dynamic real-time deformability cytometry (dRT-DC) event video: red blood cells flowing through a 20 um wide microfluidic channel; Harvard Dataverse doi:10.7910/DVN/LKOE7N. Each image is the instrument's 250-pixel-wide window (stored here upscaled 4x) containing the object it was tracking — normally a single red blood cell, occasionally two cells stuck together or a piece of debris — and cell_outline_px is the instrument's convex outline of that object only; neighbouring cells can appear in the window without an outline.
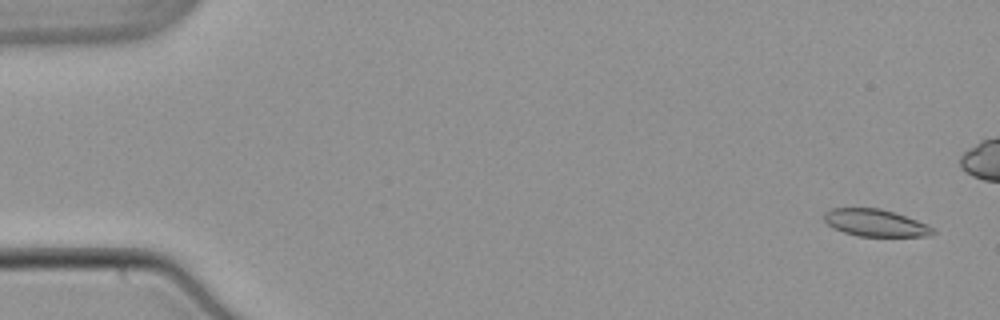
{"species": "common noctule bat (a hibernating species)", "species_latin": "Nyctalus noctula", "temperature_condition": "warm", "stored_images_in_passage": 55, "camera_frame_rate_fps": 3000, "um_per_image_px": 0.085, "animal": {"sex": "male", "body_mass_g": 21.5, "forearm_length_mm": 52.0}, "frame": {"image": 1, "passage_image": 3, "time_ms": 0.667, "image_size_px": [1000, 320], "cell_outline_px": [[936, 232], [928, 236], [856, 236], [844, 232], [828, 224], [824, 220], [824, 212], [832, 208], [880, 208], [916, 220], [932, 228]], "centroid_in_image_um": [74.37, 18.94], "position_along_channel_um": 10.6, "area_um2": 16.88}}
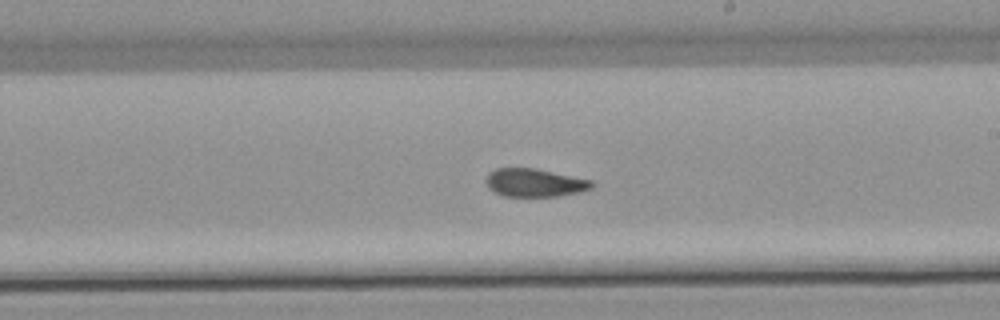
{"frame": {"image": 2, "passage_image": 32, "time_ms": 10.333, "image_size_px": [1000, 320], "cell_outline_px": [[596, 184], [592, 188], [576, 192], [556, 196], [504, 196], [488, 188], [484, 180], [488, 172], [496, 168], [536, 168], [592, 180]], "centroid_in_image_um": [45.41, 15.51], "position_along_channel_um": 243.6, "area_um2": 17.4}}
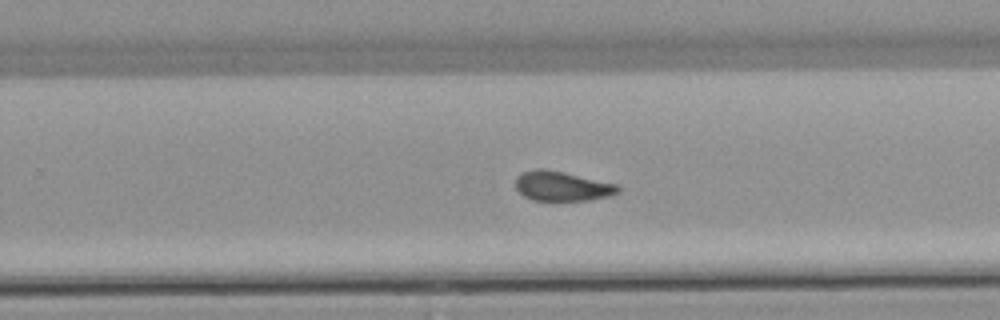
{"frame": {"image": 3, "passage_image": 35, "time_ms": 11.333, "image_size_px": [1000, 320], "cell_outline_px": [[620, 192], [608, 196], [588, 200], [532, 200], [524, 196], [516, 188], [516, 176], [524, 172], [536, 168], [544, 168], [564, 172], [616, 184], [620, 188]], "centroid_in_image_um": [47.76, 15.81], "position_along_channel_um": 282.0, "area_um2": 17.57}, "authors_computed_cell_mechanics": {"area_um2": 18.0914, "velocity_mm_per_s": 3.8681, "shape_relaxation_time_tau1_ms": null, "shape_relaxation_time_tau2_ms": 1.9443, "deformation_change_tau1": null, "deformation_change_tau2": 0.0774}}